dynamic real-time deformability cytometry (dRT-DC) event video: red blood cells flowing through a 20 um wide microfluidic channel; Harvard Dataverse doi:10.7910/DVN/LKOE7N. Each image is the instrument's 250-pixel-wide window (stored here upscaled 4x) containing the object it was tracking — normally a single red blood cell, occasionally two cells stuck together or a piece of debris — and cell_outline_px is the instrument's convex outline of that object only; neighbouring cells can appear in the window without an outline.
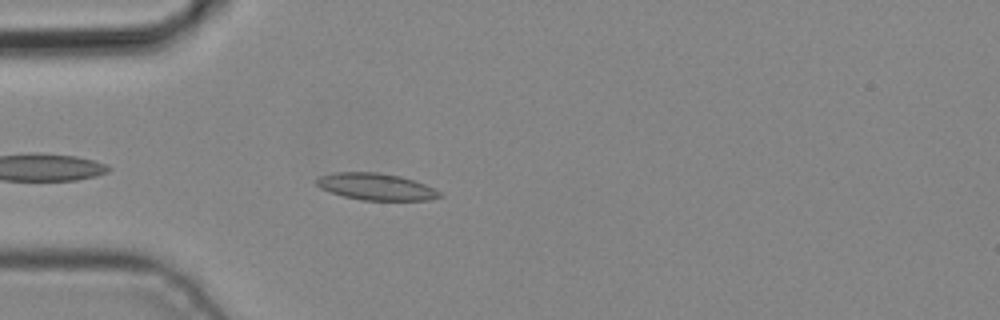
{"species": "common noctule bat (a hibernating species)", "species_latin": "Nyctalus noctula", "temperature_condition": "cold", "stored_images_in_passage": 4, "camera_frame_rate_fps": 3000, "um_per_image_px": 0.085, "animal": {"sex": "male", "body_mass_g": 19.2, "forearm_length_mm": 51.8}, "frame": {"image": 1, "passage_image": 4, "time_ms": 1.0, "image_size_px": [1000, 320], "cell_outline_px": [[444, 196], [428, 200], [360, 200], [344, 196], [320, 188], [316, 184], [316, 180], [320, 176], [336, 172], [376, 172], [400, 176], [424, 184], [440, 192]], "centroid_in_image_um": [31.96, 15.87], "position_along_channel_um": 53.0, "area_um2": 19.02}}